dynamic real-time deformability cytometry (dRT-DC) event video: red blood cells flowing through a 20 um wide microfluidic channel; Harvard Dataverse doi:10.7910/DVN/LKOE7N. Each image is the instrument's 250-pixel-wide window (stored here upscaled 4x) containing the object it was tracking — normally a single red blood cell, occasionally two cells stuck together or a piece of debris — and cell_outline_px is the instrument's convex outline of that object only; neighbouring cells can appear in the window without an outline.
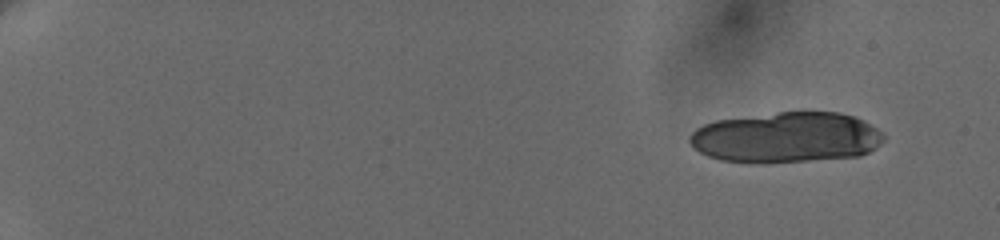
{"species": "human", "species_latin": "Homo sapiens", "temperature_condition": "cold", "stored_images_in_passage": 9, "camera_frame_rate_fps": 3000, "um_per_image_px": 0.085, "donor": {"sex": "female"}, "frame": {"image": 1, "passage_image": 1, "time_ms": 0.0, "image_size_px": [1000, 240], "cell_outline_px": [[884, 140], [876, 148], [860, 156], [804, 160], [720, 160], [708, 156], [700, 152], [688, 140], [688, 136], [696, 128], [704, 124], [716, 120], [780, 112], [840, 112], [856, 116], [864, 120], [884, 132]], "centroid_in_image_um": [66.9, 11.63], "position_along_channel_um": 18.1, "area_um2": 56.3}}